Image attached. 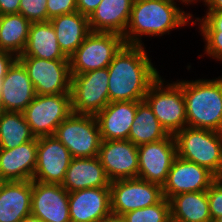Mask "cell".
Wrapping results in <instances>:
<instances>
[{"label":"cell","mask_w":222,"mask_h":222,"mask_svg":"<svg viewBox=\"0 0 222 222\" xmlns=\"http://www.w3.org/2000/svg\"><path fill=\"white\" fill-rule=\"evenodd\" d=\"M77 12L86 17H90L102 0H76Z\"/></svg>","instance_id":"obj_36"},{"label":"cell","mask_w":222,"mask_h":222,"mask_svg":"<svg viewBox=\"0 0 222 222\" xmlns=\"http://www.w3.org/2000/svg\"><path fill=\"white\" fill-rule=\"evenodd\" d=\"M63 54L70 58L91 32L88 17L80 12L62 14L49 20Z\"/></svg>","instance_id":"obj_24"},{"label":"cell","mask_w":222,"mask_h":222,"mask_svg":"<svg viewBox=\"0 0 222 222\" xmlns=\"http://www.w3.org/2000/svg\"><path fill=\"white\" fill-rule=\"evenodd\" d=\"M124 45L122 35L91 31L69 58L71 75L107 68Z\"/></svg>","instance_id":"obj_7"},{"label":"cell","mask_w":222,"mask_h":222,"mask_svg":"<svg viewBox=\"0 0 222 222\" xmlns=\"http://www.w3.org/2000/svg\"><path fill=\"white\" fill-rule=\"evenodd\" d=\"M72 113L71 95H37L23 111L32 134L53 136L56 128Z\"/></svg>","instance_id":"obj_9"},{"label":"cell","mask_w":222,"mask_h":222,"mask_svg":"<svg viewBox=\"0 0 222 222\" xmlns=\"http://www.w3.org/2000/svg\"><path fill=\"white\" fill-rule=\"evenodd\" d=\"M177 157L174 135L138 146L137 178L163 185Z\"/></svg>","instance_id":"obj_12"},{"label":"cell","mask_w":222,"mask_h":222,"mask_svg":"<svg viewBox=\"0 0 222 222\" xmlns=\"http://www.w3.org/2000/svg\"><path fill=\"white\" fill-rule=\"evenodd\" d=\"M217 177L205 167L176 157L162 185L168 200L180 193L207 191Z\"/></svg>","instance_id":"obj_14"},{"label":"cell","mask_w":222,"mask_h":222,"mask_svg":"<svg viewBox=\"0 0 222 222\" xmlns=\"http://www.w3.org/2000/svg\"><path fill=\"white\" fill-rule=\"evenodd\" d=\"M72 158L69 150L54 135L39 137L32 181L62 185Z\"/></svg>","instance_id":"obj_13"},{"label":"cell","mask_w":222,"mask_h":222,"mask_svg":"<svg viewBox=\"0 0 222 222\" xmlns=\"http://www.w3.org/2000/svg\"><path fill=\"white\" fill-rule=\"evenodd\" d=\"M187 126L222 133V77L183 80Z\"/></svg>","instance_id":"obj_3"},{"label":"cell","mask_w":222,"mask_h":222,"mask_svg":"<svg viewBox=\"0 0 222 222\" xmlns=\"http://www.w3.org/2000/svg\"><path fill=\"white\" fill-rule=\"evenodd\" d=\"M17 57L8 51L0 50V94L2 80L6 76L8 68L13 64Z\"/></svg>","instance_id":"obj_35"},{"label":"cell","mask_w":222,"mask_h":222,"mask_svg":"<svg viewBox=\"0 0 222 222\" xmlns=\"http://www.w3.org/2000/svg\"><path fill=\"white\" fill-rule=\"evenodd\" d=\"M38 138L13 149L0 148V175L6 181L32 180L37 164Z\"/></svg>","instance_id":"obj_20"},{"label":"cell","mask_w":222,"mask_h":222,"mask_svg":"<svg viewBox=\"0 0 222 222\" xmlns=\"http://www.w3.org/2000/svg\"><path fill=\"white\" fill-rule=\"evenodd\" d=\"M134 0H102L88 18L92 32L124 35Z\"/></svg>","instance_id":"obj_22"},{"label":"cell","mask_w":222,"mask_h":222,"mask_svg":"<svg viewBox=\"0 0 222 222\" xmlns=\"http://www.w3.org/2000/svg\"><path fill=\"white\" fill-rule=\"evenodd\" d=\"M178 0H134L129 22L123 35L125 44L144 45L142 37H161L193 22L190 12L177 6ZM193 19V20H192Z\"/></svg>","instance_id":"obj_2"},{"label":"cell","mask_w":222,"mask_h":222,"mask_svg":"<svg viewBox=\"0 0 222 222\" xmlns=\"http://www.w3.org/2000/svg\"><path fill=\"white\" fill-rule=\"evenodd\" d=\"M68 204L71 222H99L112 213L110 187L69 192Z\"/></svg>","instance_id":"obj_17"},{"label":"cell","mask_w":222,"mask_h":222,"mask_svg":"<svg viewBox=\"0 0 222 222\" xmlns=\"http://www.w3.org/2000/svg\"><path fill=\"white\" fill-rule=\"evenodd\" d=\"M137 101L109 102L97 115L102 140H129Z\"/></svg>","instance_id":"obj_19"},{"label":"cell","mask_w":222,"mask_h":222,"mask_svg":"<svg viewBox=\"0 0 222 222\" xmlns=\"http://www.w3.org/2000/svg\"><path fill=\"white\" fill-rule=\"evenodd\" d=\"M200 22V23H199ZM198 23V24H197ZM198 25L205 41L204 54L216 61H222V12H205V15L196 17L192 22Z\"/></svg>","instance_id":"obj_30"},{"label":"cell","mask_w":222,"mask_h":222,"mask_svg":"<svg viewBox=\"0 0 222 222\" xmlns=\"http://www.w3.org/2000/svg\"><path fill=\"white\" fill-rule=\"evenodd\" d=\"M214 222H222V215L219 216Z\"/></svg>","instance_id":"obj_43"},{"label":"cell","mask_w":222,"mask_h":222,"mask_svg":"<svg viewBox=\"0 0 222 222\" xmlns=\"http://www.w3.org/2000/svg\"><path fill=\"white\" fill-rule=\"evenodd\" d=\"M21 222H43L39 217L29 214Z\"/></svg>","instance_id":"obj_40"},{"label":"cell","mask_w":222,"mask_h":222,"mask_svg":"<svg viewBox=\"0 0 222 222\" xmlns=\"http://www.w3.org/2000/svg\"><path fill=\"white\" fill-rule=\"evenodd\" d=\"M111 212L116 215L158 203L164 196L162 186L139 178L112 181Z\"/></svg>","instance_id":"obj_11"},{"label":"cell","mask_w":222,"mask_h":222,"mask_svg":"<svg viewBox=\"0 0 222 222\" xmlns=\"http://www.w3.org/2000/svg\"><path fill=\"white\" fill-rule=\"evenodd\" d=\"M206 12H222V0H205Z\"/></svg>","instance_id":"obj_38"},{"label":"cell","mask_w":222,"mask_h":222,"mask_svg":"<svg viewBox=\"0 0 222 222\" xmlns=\"http://www.w3.org/2000/svg\"><path fill=\"white\" fill-rule=\"evenodd\" d=\"M20 0H0V15L19 13Z\"/></svg>","instance_id":"obj_37"},{"label":"cell","mask_w":222,"mask_h":222,"mask_svg":"<svg viewBox=\"0 0 222 222\" xmlns=\"http://www.w3.org/2000/svg\"><path fill=\"white\" fill-rule=\"evenodd\" d=\"M168 136L148 103L145 100L137 101V111L131 125L129 140L136 146H140Z\"/></svg>","instance_id":"obj_27"},{"label":"cell","mask_w":222,"mask_h":222,"mask_svg":"<svg viewBox=\"0 0 222 222\" xmlns=\"http://www.w3.org/2000/svg\"><path fill=\"white\" fill-rule=\"evenodd\" d=\"M108 80V68L71 75L72 112L96 116L110 102Z\"/></svg>","instance_id":"obj_8"},{"label":"cell","mask_w":222,"mask_h":222,"mask_svg":"<svg viewBox=\"0 0 222 222\" xmlns=\"http://www.w3.org/2000/svg\"><path fill=\"white\" fill-rule=\"evenodd\" d=\"M32 180L6 181L0 191V222H21L31 214Z\"/></svg>","instance_id":"obj_23"},{"label":"cell","mask_w":222,"mask_h":222,"mask_svg":"<svg viewBox=\"0 0 222 222\" xmlns=\"http://www.w3.org/2000/svg\"><path fill=\"white\" fill-rule=\"evenodd\" d=\"M26 68L37 95L70 94V60H46L18 56Z\"/></svg>","instance_id":"obj_10"},{"label":"cell","mask_w":222,"mask_h":222,"mask_svg":"<svg viewBox=\"0 0 222 222\" xmlns=\"http://www.w3.org/2000/svg\"><path fill=\"white\" fill-rule=\"evenodd\" d=\"M218 179L222 181V173L220 174V176L218 177Z\"/></svg>","instance_id":"obj_45"},{"label":"cell","mask_w":222,"mask_h":222,"mask_svg":"<svg viewBox=\"0 0 222 222\" xmlns=\"http://www.w3.org/2000/svg\"><path fill=\"white\" fill-rule=\"evenodd\" d=\"M207 198L209 201V212L214 222L222 215V181L218 178L212 183L207 190Z\"/></svg>","instance_id":"obj_33"},{"label":"cell","mask_w":222,"mask_h":222,"mask_svg":"<svg viewBox=\"0 0 222 222\" xmlns=\"http://www.w3.org/2000/svg\"><path fill=\"white\" fill-rule=\"evenodd\" d=\"M46 5L47 21L62 14L77 12L76 0H47Z\"/></svg>","instance_id":"obj_34"},{"label":"cell","mask_w":222,"mask_h":222,"mask_svg":"<svg viewBox=\"0 0 222 222\" xmlns=\"http://www.w3.org/2000/svg\"><path fill=\"white\" fill-rule=\"evenodd\" d=\"M171 221L212 222L207 191L177 194L169 199Z\"/></svg>","instance_id":"obj_26"},{"label":"cell","mask_w":222,"mask_h":222,"mask_svg":"<svg viewBox=\"0 0 222 222\" xmlns=\"http://www.w3.org/2000/svg\"><path fill=\"white\" fill-rule=\"evenodd\" d=\"M144 100L169 135L187 126L183 80L169 83L160 76L150 86Z\"/></svg>","instance_id":"obj_5"},{"label":"cell","mask_w":222,"mask_h":222,"mask_svg":"<svg viewBox=\"0 0 222 222\" xmlns=\"http://www.w3.org/2000/svg\"><path fill=\"white\" fill-rule=\"evenodd\" d=\"M31 22L22 14L0 15V50L21 55L26 47Z\"/></svg>","instance_id":"obj_28"},{"label":"cell","mask_w":222,"mask_h":222,"mask_svg":"<svg viewBox=\"0 0 222 222\" xmlns=\"http://www.w3.org/2000/svg\"><path fill=\"white\" fill-rule=\"evenodd\" d=\"M99 222H126L122 215L109 214L108 216L102 218Z\"/></svg>","instance_id":"obj_39"},{"label":"cell","mask_w":222,"mask_h":222,"mask_svg":"<svg viewBox=\"0 0 222 222\" xmlns=\"http://www.w3.org/2000/svg\"><path fill=\"white\" fill-rule=\"evenodd\" d=\"M19 56L46 60H69L59 47L55 29L50 21L31 22L26 47Z\"/></svg>","instance_id":"obj_25"},{"label":"cell","mask_w":222,"mask_h":222,"mask_svg":"<svg viewBox=\"0 0 222 222\" xmlns=\"http://www.w3.org/2000/svg\"><path fill=\"white\" fill-rule=\"evenodd\" d=\"M177 156L211 171L222 173V133L186 126L174 135Z\"/></svg>","instance_id":"obj_4"},{"label":"cell","mask_w":222,"mask_h":222,"mask_svg":"<svg viewBox=\"0 0 222 222\" xmlns=\"http://www.w3.org/2000/svg\"><path fill=\"white\" fill-rule=\"evenodd\" d=\"M98 157L111 182L137 178L138 146L130 140H102Z\"/></svg>","instance_id":"obj_15"},{"label":"cell","mask_w":222,"mask_h":222,"mask_svg":"<svg viewBox=\"0 0 222 222\" xmlns=\"http://www.w3.org/2000/svg\"><path fill=\"white\" fill-rule=\"evenodd\" d=\"M68 201L62 185L32 181L31 214L43 222H71Z\"/></svg>","instance_id":"obj_16"},{"label":"cell","mask_w":222,"mask_h":222,"mask_svg":"<svg viewBox=\"0 0 222 222\" xmlns=\"http://www.w3.org/2000/svg\"><path fill=\"white\" fill-rule=\"evenodd\" d=\"M47 0H20L19 13L30 22H47Z\"/></svg>","instance_id":"obj_32"},{"label":"cell","mask_w":222,"mask_h":222,"mask_svg":"<svg viewBox=\"0 0 222 222\" xmlns=\"http://www.w3.org/2000/svg\"><path fill=\"white\" fill-rule=\"evenodd\" d=\"M201 1L204 2L205 0H178V3L181 2V4H184L185 7H186V5L190 6L191 4H194V3H197V2H201Z\"/></svg>","instance_id":"obj_41"},{"label":"cell","mask_w":222,"mask_h":222,"mask_svg":"<svg viewBox=\"0 0 222 222\" xmlns=\"http://www.w3.org/2000/svg\"><path fill=\"white\" fill-rule=\"evenodd\" d=\"M2 112H3V109H2L1 104H0V115L2 114Z\"/></svg>","instance_id":"obj_44"},{"label":"cell","mask_w":222,"mask_h":222,"mask_svg":"<svg viewBox=\"0 0 222 222\" xmlns=\"http://www.w3.org/2000/svg\"><path fill=\"white\" fill-rule=\"evenodd\" d=\"M54 136L73 158L97 157L102 143L96 116L71 113L57 128Z\"/></svg>","instance_id":"obj_6"},{"label":"cell","mask_w":222,"mask_h":222,"mask_svg":"<svg viewBox=\"0 0 222 222\" xmlns=\"http://www.w3.org/2000/svg\"><path fill=\"white\" fill-rule=\"evenodd\" d=\"M143 45L125 44L109 64V101H143L161 76Z\"/></svg>","instance_id":"obj_1"},{"label":"cell","mask_w":222,"mask_h":222,"mask_svg":"<svg viewBox=\"0 0 222 222\" xmlns=\"http://www.w3.org/2000/svg\"><path fill=\"white\" fill-rule=\"evenodd\" d=\"M126 222H170V203L163 197L158 203L122 215Z\"/></svg>","instance_id":"obj_31"},{"label":"cell","mask_w":222,"mask_h":222,"mask_svg":"<svg viewBox=\"0 0 222 222\" xmlns=\"http://www.w3.org/2000/svg\"><path fill=\"white\" fill-rule=\"evenodd\" d=\"M34 138L23 112H2L0 115V148L13 149Z\"/></svg>","instance_id":"obj_29"},{"label":"cell","mask_w":222,"mask_h":222,"mask_svg":"<svg viewBox=\"0 0 222 222\" xmlns=\"http://www.w3.org/2000/svg\"><path fill=\"white\" fill-rule=\"evenodd\" d=\"M35 96L26 68L16 59L2 80L0 104L3 111L23 112Z\"/></svg>","instance_id":"obj_18"},{"label":"cell","mask_w":222,"mask_h":222,"mask_svg":"<svg viewBox=\"0 0 222 222\" xmlns=\"http://www.w3.org/2000/svg\"><path fill=\"white\" fill-rule=\"evenodd\" d=\"M5 182H6V180L0 175V191H1L2 186L4 185Z\"/></svg>","instance_id":"obj_42"},{"label":"cell","mask_w":222,"mask_h":222,"mask_svg":"<svg viewBox=\"0 0 222 222\" xmlns=\"http://www.w3.org/2000/svg\"><path fill=\"white\" fill-rule=\"evenodd\" d=\"M105 169L99 157L72 158L62 186L68 192L86 188L110 187Z\"/></svg>","instance_id":"obj_21"}]
</instances>
